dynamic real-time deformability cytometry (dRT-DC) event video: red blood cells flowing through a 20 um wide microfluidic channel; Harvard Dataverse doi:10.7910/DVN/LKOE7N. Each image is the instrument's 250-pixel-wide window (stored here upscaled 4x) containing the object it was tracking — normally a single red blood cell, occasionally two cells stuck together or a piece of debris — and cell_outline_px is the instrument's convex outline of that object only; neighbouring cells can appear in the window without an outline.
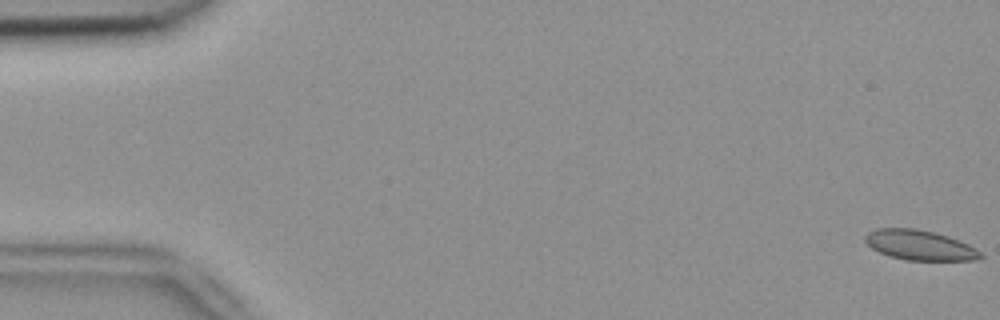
{"species": "common noctule bat (a hibernating species)", "species_latin": "Nyctalus noctula", "temperature_condition": "room temperature", "stored_images_in_passage": 55, "segment_of_instrument_passage": [1, 2], "camera_frame_rate_fps": 3000, "um_per_image_px": 0.085, "animal": {"sex": "female", "body_mass_g": 18.4}, "frame": {"image": 1, "passage_image": 1, "time_ms": 0.0, "image_size_px": [1000, 320], "cell_outline_px": [[984, 256], [976, 260], [904, 260], [880, 252], [872, 248], [864, 240], [864, 236], [868, 232], [876, 228], [916, 228], [948, 236], [968, 244], [976, 248]], "centroid_in_image_um": [78.17, 20.83], "position_along_channel_um": 6.8, "area_um2": 20.06}}
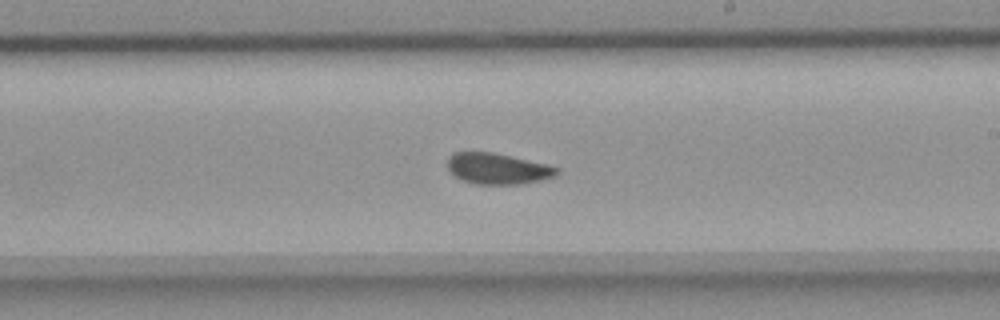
{"frame": {"image": 2, "passage_image": 32, "time_ms": 10.333, "image_size_px": [1000, 320], "cell_outline_px": [[560, 172], [556, 176], [544, 180], [520, 184], [476, 184], [452, 176], [448, 168], [448, 156], [452, 152], [492, 152], [548, 164], [560, 168]], "centroid_in_image_um": [42.33, 14.34], "position_along_channel_um": 246.7, "area_um2": 20.0}}
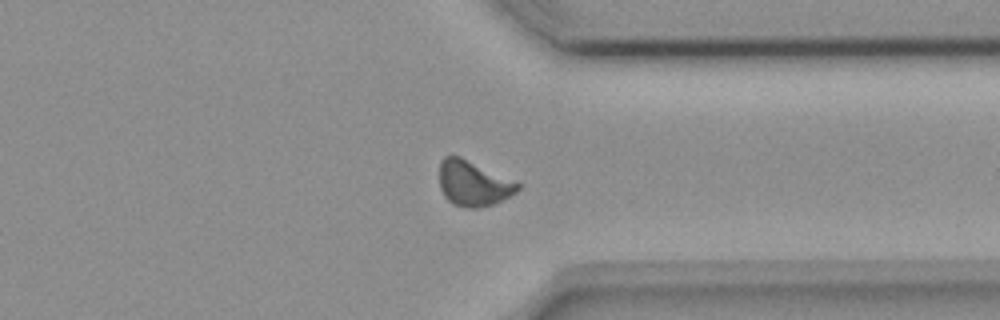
{"frame": {"image": 3, "passage_image": 42, "time_ms": 13.667, "image_size_px": [1000, 320], "cell_outline_px": [[520, 188], [516, 192], [492, 204], [476, 208], [464, 208], [452, 204], [444, 196], [440, 188], [440, 160], [444, 156], [460, 156], [520, 184]], "centroid_in_image_um": [40.18, 15.6], "position_along_channel_um": 371.2, "area_um2": 20.35}}